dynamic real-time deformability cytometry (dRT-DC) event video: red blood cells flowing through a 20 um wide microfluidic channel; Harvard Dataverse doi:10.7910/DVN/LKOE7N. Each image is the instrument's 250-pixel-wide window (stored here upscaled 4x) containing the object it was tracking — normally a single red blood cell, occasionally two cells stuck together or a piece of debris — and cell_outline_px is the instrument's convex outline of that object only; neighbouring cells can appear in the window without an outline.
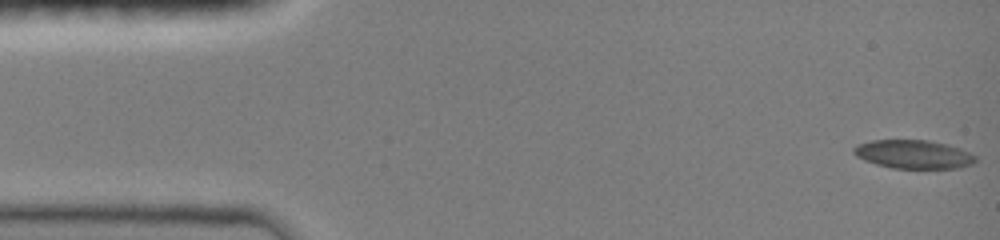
{"species": "common noctule bat (a hibernating species)", "species_latin": "Nyctalus noctula", "temperature_condition": "room temperature", "stored_images_in_passage": 11, "camera_frame_rate_fps": 3000, "um_per_image_px": 0.085, "animal": {"sex": "female", "body_mass_g": 19.0, "forearm_length_mm": 51.5}, "frame": {"image": 1, "passage_image": 1, "time_ms": 0.0, "image_size_px": [1000, 240], "cell_outline_px": [[976, 160], [972, 164], [960, 168], [892, 168], [876, 164], [864, 160], [856, 156], [852, 152], [852, 148], [856, 144], [872, 140], [928, 140], [960, 148], [976, 156]], "centroid_in_image_um": [77.61, 13.11], "position_along_channel_um": 7.4, "area_um2": 20.29}}
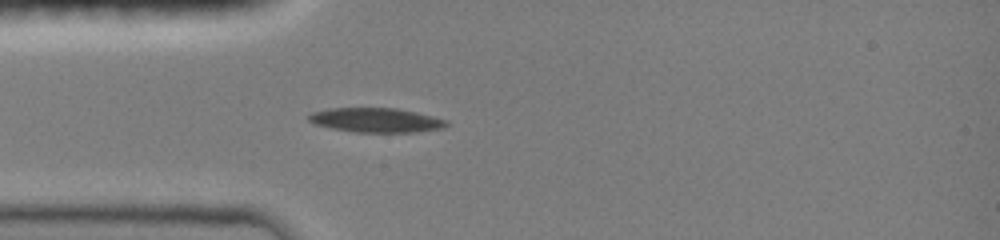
{"frame": {"image": 2, "passage_image": 7, "time_ms": 4.0, "image_size_px": [1000, 240], "cell_outline_px": [[448, 124], [444, 128], [412, 132], [356, 132], [332, 128], [316, 124], [308, 120], [308, 116], [312, 112], [328, 108], [396, 108], [416, 112], [448, 120]], "centroid_in_image_um": [31.97, 10.2], "position_along_channel_um": 53.0, "area_um2": 19.48}}
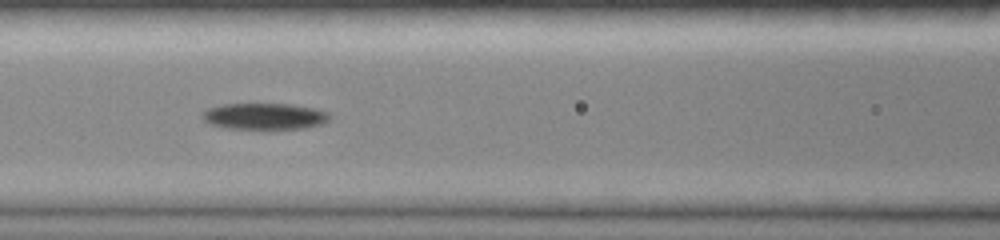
{"frame": {"image": 3, "passage_image": 10, "time_ms": 6.333, "image_size_px": [1000, 240], "cell_outline_px": [[332, 116], [324, 124], [308, 128], [268, 132], [228, 128], [212, 124], [204, 120], [204, 112], [208, 108], [220, 104], [292, 104], [316, 108], [328, 112]], "centroid_in_image_um": [22.59, 9.93], "position_along_channel_um": 144.0, "area_um2": 20.58}}